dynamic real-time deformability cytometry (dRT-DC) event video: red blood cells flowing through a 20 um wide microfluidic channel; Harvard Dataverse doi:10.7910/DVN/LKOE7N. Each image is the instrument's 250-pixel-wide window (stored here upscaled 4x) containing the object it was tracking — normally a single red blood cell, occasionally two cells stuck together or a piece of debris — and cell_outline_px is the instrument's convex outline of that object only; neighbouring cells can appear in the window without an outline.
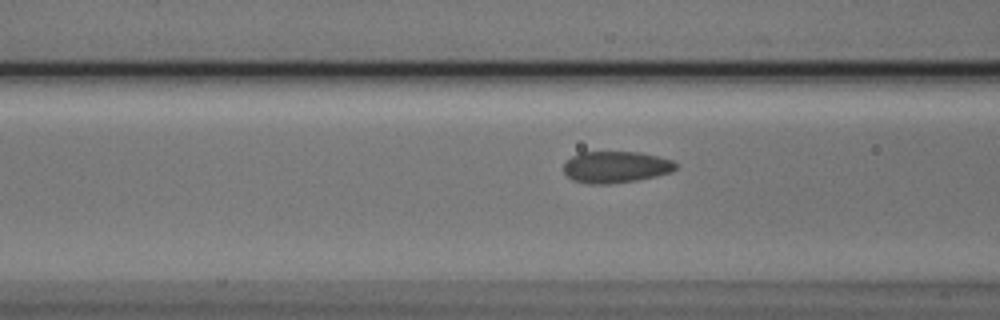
{"species": "Egyptian fruit bat (a non-hibernating species)", "species_latin": "Rousettus aegyptiacus", "temperature_condition": "cold", "stored_images_in_passage": 42, "camera_frame_rate_fps": 3000, "um_per_image_px": 0.085, "animal": {"sex": "male"}, "frame": {"image": 1, "passage_image": 15, "time_ms": 4.667, "image_size_px": [1000, 320], "cell_outline_px": [[676, 168], [672, 172], [656, 176], [636, 180], [608, 184], [588, 184], [572, 180], [564, 172], [564, 164], [572, 156], [580, 152], [640, 152], [672, 160], [676, 164]], "centroid_in_image_um": [52.33, 14.2], "position_along_channel_um": 114.3, "area_um2": 20.58}}
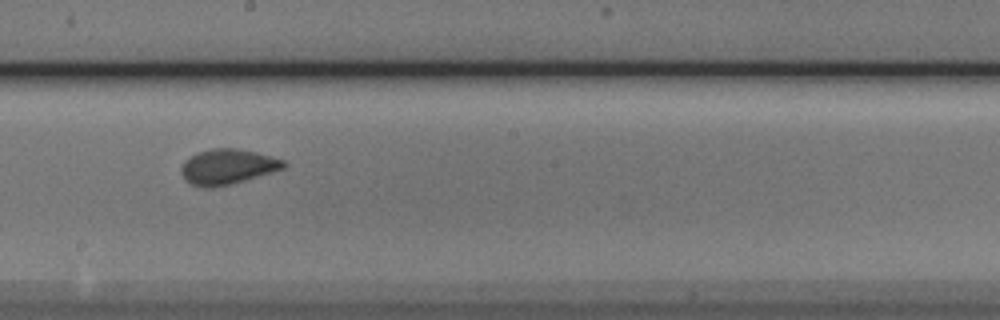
{"frame": {"image": 2, "passage_image": 24, "time_ms": 7.667, "image_size_px": [1000, 320], "cell_outline_px": [[288, 164], [284, 168], [272, 172], [244, 180], [212, 188], [204, 188], [192, 184], [184, 180], [180, 172], [180, 168], [184, 160], [196, 152], [212, 148], [236, 148], [256, 152], [284, 160]], "centroid_in_image_um": [19.3, 14.16], "position_along_channel_um": 228.9, "area_um2": 21.1}}
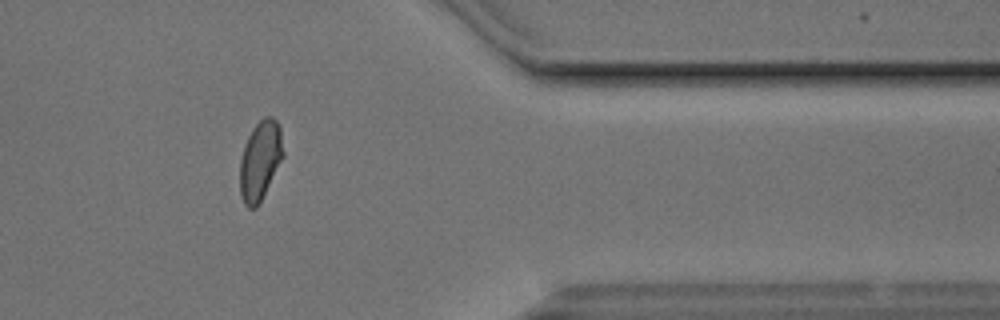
{"frame": {"image": 3, "passage_image": 38, "time_ms": 12.333, "image_size_px": [1000, 320], "cell_outline_px": [[284, 156], [256, 208], [248, 208], [244, 204], [240, 196], [240, 160], [244, 144], [252, 128], [264, 116], [272, 116], [276, 120], [280, 128], [284, 152]], "centroid_in_image_um": [22.11, 13.62], "position_along_channel_um": 389.3, "area_um2": 20.0}, "authors_computed_cell_mechanics": {"area_um2": 20.8369, "velocity_mm_per_s": 3.8215, "shape_relaxation_time_tau1_ms": 4.8553, "shape_relaxation_time_tau2_ms": 0.6379, "deformation_change_tau1": 0.1039, "deformation_change_tau2": 0.0601}}